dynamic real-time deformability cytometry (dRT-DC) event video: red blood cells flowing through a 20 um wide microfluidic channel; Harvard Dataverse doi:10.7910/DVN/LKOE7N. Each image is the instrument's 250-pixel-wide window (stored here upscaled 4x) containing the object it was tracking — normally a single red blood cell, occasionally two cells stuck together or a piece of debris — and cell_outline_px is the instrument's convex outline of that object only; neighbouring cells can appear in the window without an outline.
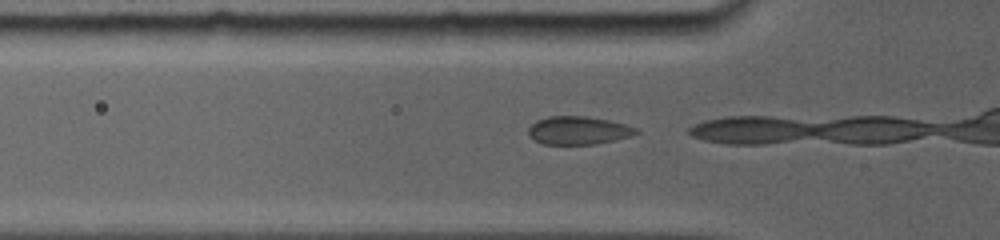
{"species": "common noctule bat (a hibernating species)", "species_latin": "Nyctalus noctula", "temperature_condition": "room temperature", "stored_images_in_passage": 3, "camera_frame_rate_fps": 5000, "um_per_image_px": 0.085, "animal": {"sex": "female", "body_mass_g": 19.0, "forearm_length_mm": 56.7}, "frame": {"image": 1, "passage_image": 2, "time_ms": 0.2, "image_size_px": [1000, 240], "cell_outline_px": [[640, 132], [632, 136], [616, 140], [596, 144], [544, 144], [528, 136], [528, 128], [536, 120], [548, 116], [584, 116], [608, 120], [624, 124], [636, 128]], "centroid_in_image_um": [49.15, 11.09], "position_along_channel_um": 76.6, "area_um2": 17.69}}